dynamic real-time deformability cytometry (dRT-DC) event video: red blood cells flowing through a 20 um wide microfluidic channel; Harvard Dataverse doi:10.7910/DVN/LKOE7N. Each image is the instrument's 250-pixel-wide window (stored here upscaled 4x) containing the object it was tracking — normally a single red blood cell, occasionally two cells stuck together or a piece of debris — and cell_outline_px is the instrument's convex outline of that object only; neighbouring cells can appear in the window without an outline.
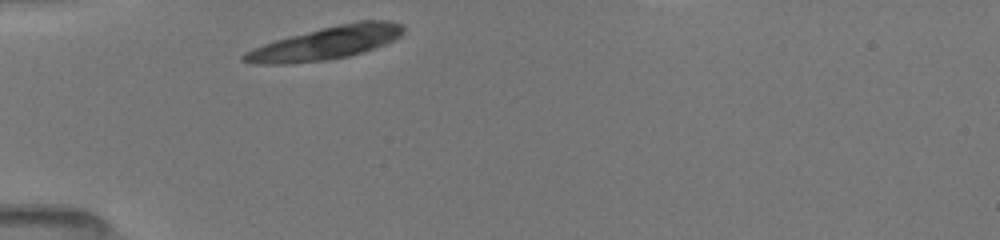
{"species": "common noctule bat (a hibernating species)", "species_latin": "Nyctalus noctula", "temperature_condition": "room temperature", "stored_images_in_passage": 13, "camera_frame_rate_fps": 3000, "um_per_image_px": 0.085, "animal": {"sex": "female", "body_mass_g": 19.5, "forearm_length_mm": 54.1}, "frame": {"image": 1, "passage_image": 1, "time_ms": 0.0, "image_size_px": [1000, 240], "cell_outline_px": [[404, 32], [400, 36], [376, 48], [364, 52], [348, 56], [328, 60], [292, 64], [252, 64], [240, 60], [240, 56], [244, 52], [252, 48], [276, 40], [320, 28], [360, 20], [388, 20], [404, 24]], "centroid_in_image_um": [27.7, 3.67], "position_along_channel_um": 57.3, "area_um2": 30.81}}
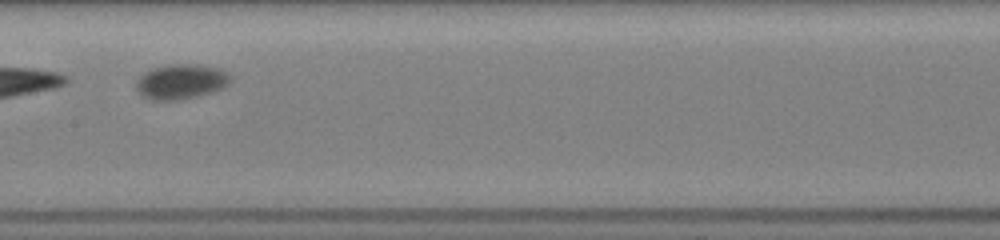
{"frame": {"image": 2, "passage_image": 6, "time_ms": 4.0, "image_size_px": [1000, 240], "cell_outline_px": [[232, 76], [228, 84], [220, 88], [196, 96], [180, 100], [152, 100], [140, 96], [136, 88], [136, 80], [144, 72], [152, 68], [168, 64], [196, 64], [216, 68], [228, 72]], "centroid_in_image_um": [15.33, 6.93], "position_along_channel_um": 192.1, "area_um2": 19.19}}